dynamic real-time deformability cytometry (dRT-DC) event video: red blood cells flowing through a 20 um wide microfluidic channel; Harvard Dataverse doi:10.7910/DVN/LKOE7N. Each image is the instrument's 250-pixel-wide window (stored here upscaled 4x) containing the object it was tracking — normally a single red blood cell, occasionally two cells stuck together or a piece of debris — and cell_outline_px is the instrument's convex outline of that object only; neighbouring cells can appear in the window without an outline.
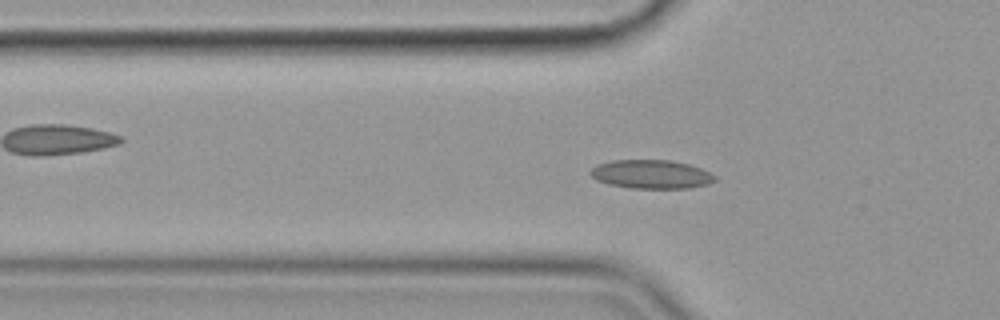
{"species": "common noctule bat (a hibernating species)", "species_latin": "Nyctalus noctula", "temperature_condition": "cold", "stored_images_in_passage": 57, "camera_frame_rate_fps": 3000, "um_per_image_px": 0.085, "animal": {"sex": "female", "body_mass_g": 19.9}, "frame": {"image": 1, "passage_image": 18, "time_ms": 5.667, "image_size_px": [1000, 320], "cell_outline_px": [[716, 180], [708, 184], [688, 188], [628, 188], [608, 184], [596, 180], [588, 172], [596, 164], [612, 160], [668, 160], [688, 164], [700, 168], [716, 176]], "centroid_in_image_um": [55.31, 14.81], "position_along_channel_um": 70.5, "area_um2": 20.87}}
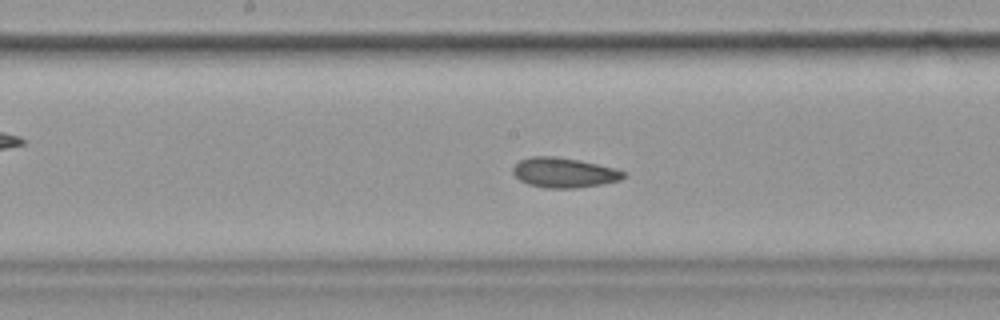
{"frame": {"image": 2, "passage_image": 29, "time_ms": 9.333, "image_size_px": [1000, 320], "cell_outline_px": [[628, 176], [620, 180], [600, 184], [576, 188], [544, 188], [528, 184], [520, 180], [512, 172], [512, 168], [520, 160], [532, 156], [556, 156], [616, 168], [628, 172]], "centroid_in_image_um": [47.97, 14.68], "position_along_channel_um": 200.2, "area_um2": 19.31}}
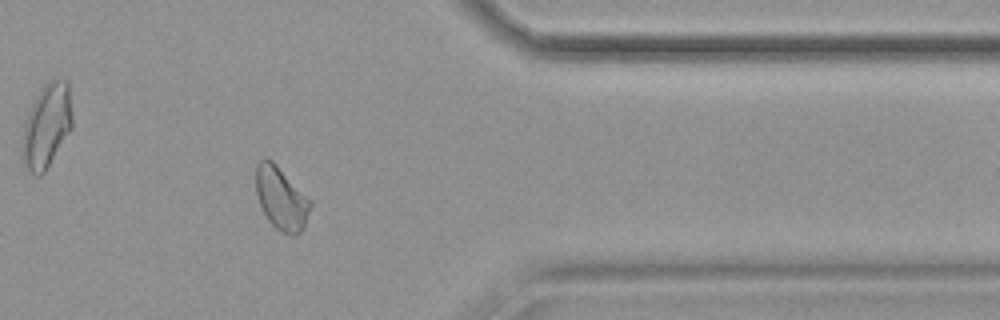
{"frame": {"image": 3, "passage_image": 46, "time_ms": 15.0, "image_size_px": [1000, 320], "cell_outline_px": [[312, 204], [304, 228], [296, 236], [292, 236], [280, 232], [268, 220], [260, 204], [256, 192], [256, 164], [264, 156], [272, 160], [312, 200]], "centroid_in_image_um": [23.92, 16.86], "position_along_channel_um": 387.5, "area_um2": 20.17}, "authors_computed_cell_mechanics": {"area_um2": 19.941, "velocity_mm_per_s": 3.5552, "shape_relaxation_time_tau1_ms": null, "shape_relaxation_time_tau2_ms": 2.4605, "deformation_change_tau1": null, "deformation_change_tau2": 0.0612}}